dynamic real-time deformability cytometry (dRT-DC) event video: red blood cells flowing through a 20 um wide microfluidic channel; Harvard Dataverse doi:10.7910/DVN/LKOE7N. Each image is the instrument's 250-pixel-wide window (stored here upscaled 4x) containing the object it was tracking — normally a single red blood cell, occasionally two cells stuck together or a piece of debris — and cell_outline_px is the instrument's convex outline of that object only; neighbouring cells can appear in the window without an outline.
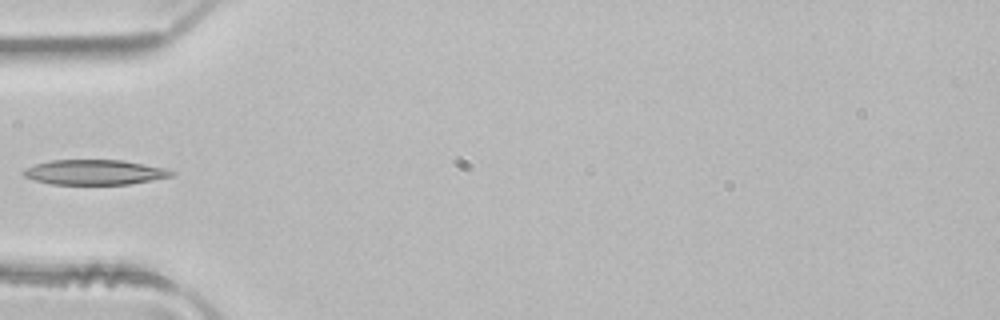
{"species": "common noctule bat (a hibernating species)", "species_latin": "Nyctalus noctula", "temperature_condition": "room temperature", "stored_images_in_passage": 2, "camera_frame_rate_fps": 3000, "um_per_image_px": 0.085, "animal": {"sex": "male", "body_mass_g": 21.5, "forearm_length_mm": 52.0}, "frame": {"image": 1, "passage_image": 2, "time_ms": 0.333, "image_size_px": [1000, 320], "cell_outline_px": [[176, 172], [172, 176], [152, 180], [128, 184], [52, 184], [36, 180], [24, 176], [20, 172], [24, 168], [36, 164], [52, 160], [124, 160], [168, 168]], "centroid_in_image_um": [8.07, 14.63], "position_along_channel_um": 76.9, "area_um2": 21.62}}